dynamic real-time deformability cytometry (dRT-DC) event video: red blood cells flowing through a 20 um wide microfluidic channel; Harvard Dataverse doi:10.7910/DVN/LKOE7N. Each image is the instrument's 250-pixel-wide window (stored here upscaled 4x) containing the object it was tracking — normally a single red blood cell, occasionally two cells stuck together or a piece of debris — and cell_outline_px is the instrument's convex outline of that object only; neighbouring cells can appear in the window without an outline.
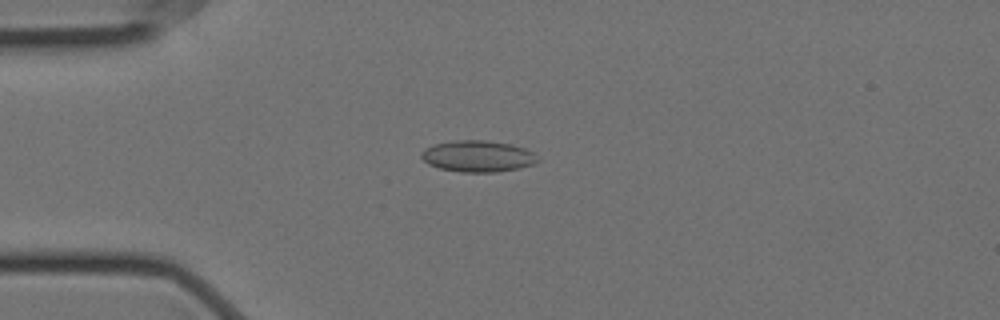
{"species": "Egyptian fruit bat (a non-hibernating species)", "species_latin": "Rousettus aegyptiacus", "temperature_condition": "cold", "stored_images_in_passage": 3, "camera_frame_rate_fps": 3000, "um_per_image_px": 0.085, "animal": {"sex": "female"}, "frame": {"image": 1, "passage_image": 3, "time_ms": 0.667, "image_size_px": [1000, 320], "cell_outline_px": [[540, 160], [532, 164], [520, 168], [496, 172], [460, 172], [440, 168], [428, 164], [420, 156], [420, 152], [424, 148], [436, 144], [452, 140], [488, 140], [512, 144], [524, 148], [532, 152]], "centroid_in_image_um": [40.6, 13.27], "position_along_channel_um": 44.4, "area_um2": 21.39}}